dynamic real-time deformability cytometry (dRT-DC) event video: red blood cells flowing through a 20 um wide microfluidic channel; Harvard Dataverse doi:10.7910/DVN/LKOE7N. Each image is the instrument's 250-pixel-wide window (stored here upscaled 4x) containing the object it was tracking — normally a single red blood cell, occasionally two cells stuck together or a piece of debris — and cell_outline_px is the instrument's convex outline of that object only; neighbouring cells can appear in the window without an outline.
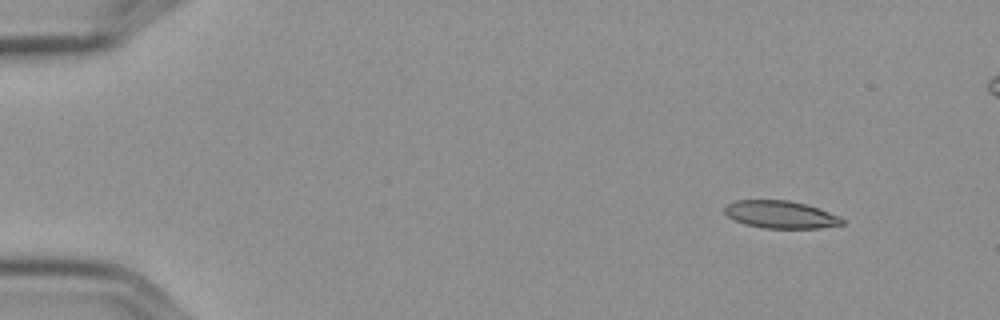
{"species": "Egyptian fruit bat (a non-hibernating species)", "species_latin": "Rousettus aegyptiacus", "temperature_condition": "cold", "stored_images_in_passage": 6, "camera_frame_rate_fps": 3000, "um_per_image_px": 0.085, "frame": {"image": 1, "passage_image": 2, "time_ms": 0.333, "image_size_px": [1000, 320], "cell_outline_px": [[844, 224], [820, 228], [764, 228], [744, 224], [732, 220], [724, 212], [724, 204], [736, 200], [788, 200], [804, 204], [840, 216], [844, 220]], "centroid_in_image_um": [66.29, 18.24], "position_along_channel_um": 18.7, "area_um2": 18.9}}
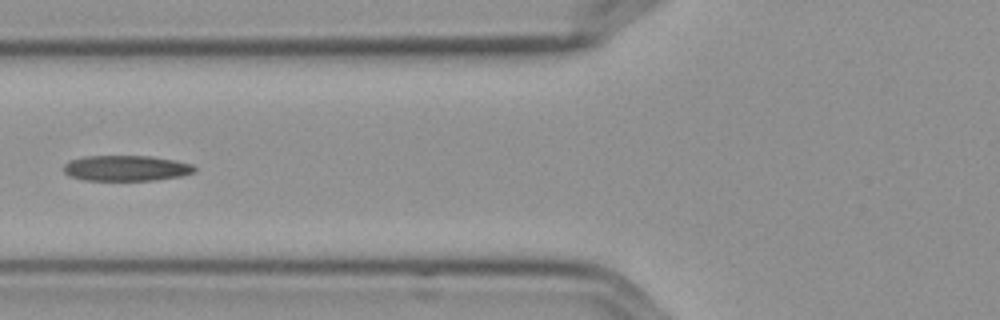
{"frame": {"image": 2, "passage_image": 6, "time_ms": 1.667, "image_size_px": [1000, 320], "cell_outline_px": [[196, 172], [180, 176], [156, 180], [84, 180], [68, 176], [64, 172], [64, 164], [68, 160], [84, 156], [152, 156], [176, 160], [192, 164], [196, 168]], "centroid_in_image_um": [10.72, 14.29], "position_along_channel_um": 115.1, "area_um2": 19.71}}